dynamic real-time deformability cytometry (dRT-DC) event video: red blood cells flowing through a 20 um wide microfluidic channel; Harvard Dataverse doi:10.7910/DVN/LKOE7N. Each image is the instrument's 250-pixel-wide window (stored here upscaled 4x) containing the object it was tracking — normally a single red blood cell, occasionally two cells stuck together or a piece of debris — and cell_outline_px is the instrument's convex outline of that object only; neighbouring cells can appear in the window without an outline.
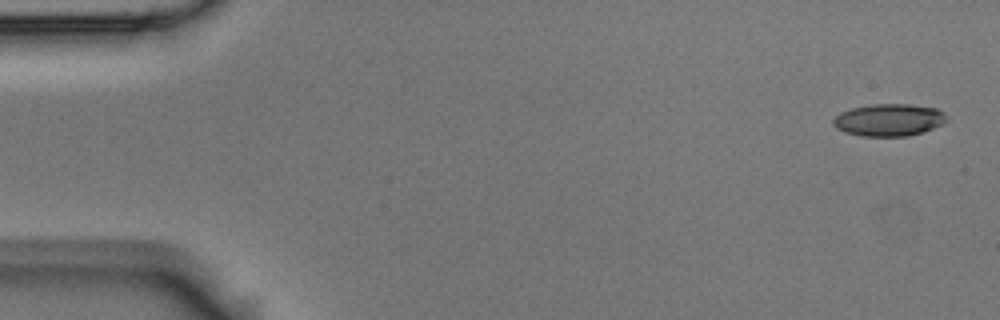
{"species": "Egyptian fruit bat (a non-hibernating species)", "species_latin": "Rousettus aegyptiacus", "temperature_condition": "room temperature", "stored_images_in_passage": 6, "segment_of_instrument_passage": [1, 2], "camera_frame_rate_fps": 3000, "um_per_image_px": 0.085, "animal": {"sex": "male"}, "frame": {"image": 1, "passage_image": 1, "time_ms": 0.0, "image_size_px": [1000, 320], "cell_outline_px": [[948, 120], [944, 124], [924, 132], [908, 136], [860, 136], [844, 132], [836, 128], [832, 124], [832, 120], [840, 112], [852, 108], [872, 104], [908, 104], [936, 108], [944, 112]], "centroid_in_image_um": [75.57, 10.2], "position_along_channel_um": 9.4, "area_um2": 21.56}}
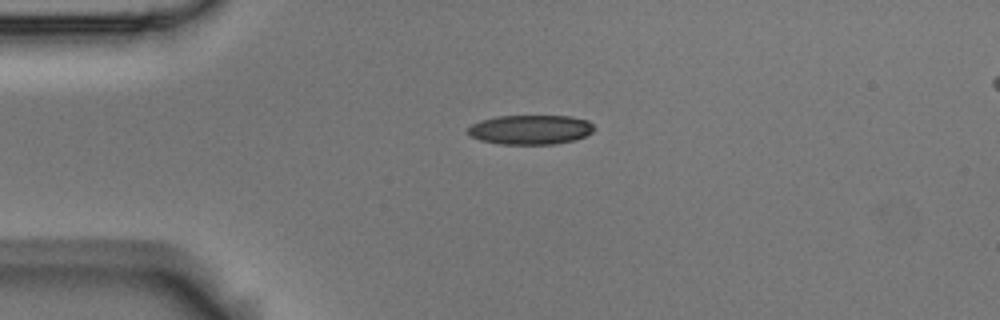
{"frame": {"image": 2, "passage_image": 4, "time_ms": 1.0, "image_size_px": [1000, 320], "cell_outline_px": [[596, 128], [592, 132], [576, 140], [556, 144], [500, 144], [480, 140], [472, 136], [468, 132], [468, 128], [472, 124], [480, 120], [496, 116], [572, 116], [588, 120]], "centroid_in_image_um": [45.12, 11.02], "position_along_channel_um": 39.9, "area_um2": 21.79}}